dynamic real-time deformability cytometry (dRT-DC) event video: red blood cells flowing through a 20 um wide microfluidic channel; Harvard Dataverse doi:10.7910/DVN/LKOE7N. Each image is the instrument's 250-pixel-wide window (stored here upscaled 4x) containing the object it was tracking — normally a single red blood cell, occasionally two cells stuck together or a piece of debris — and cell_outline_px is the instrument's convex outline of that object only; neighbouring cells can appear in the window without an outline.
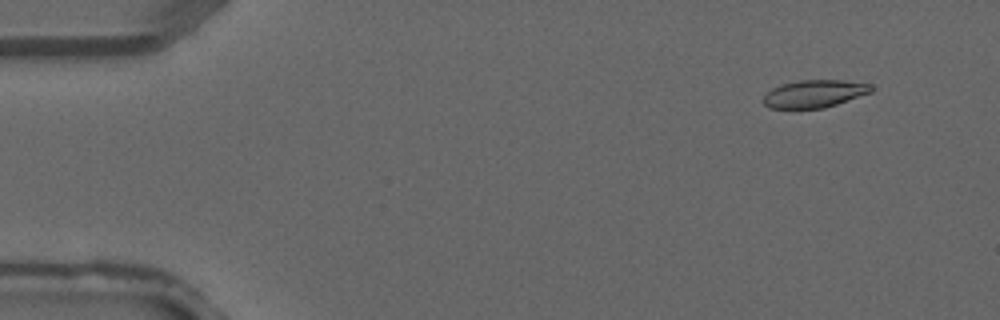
{"species": "common noctule bat (a hibernating species)", "species_latin": "Nyctalus noctula", "temperature_condition": "warm", "stored_images_in_passage": 3, "camera_frame_rate_fps": 3000, "um_per_image_px": 0.085, "animal": {"sex": "male", "forearm_length_mm": 52.5}, "frame": {"image": 1, "passage_image": 1, "time_ms": 0.0, "image_size_px": [1000, 320], "cell_outline_px": [[872, 92], [824, 108], [768, 108], [764, 104], [764, 96], [772, 88], [784, 84], [800, 80], [840, 80], [872, 84]], "centroid_in_image_um": [69.23, 7.97], "position_along_channel_um": 15.8, "area_um2": 17.11}}
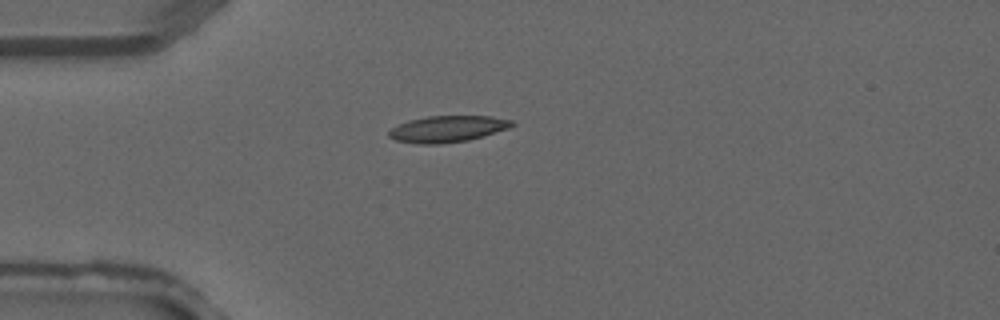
{"frame": {"image": 2, "passage_image": 3, "time_ms": 0.667, "image_size_px": [1000, 320], "cell_outline_px": [[516, 124], [508, 128], [484, 136], [468, 140], [440, 144], [416, 144], [396, 140], [388, 136], [388, 132], [392, 128], [408, 120], [428, 116], [492, 116], [512, 120]], "centroid_in_image_um": [38.05, 10.96], "position_along_channel_um": 47.0, "area_um2": 18.96}}